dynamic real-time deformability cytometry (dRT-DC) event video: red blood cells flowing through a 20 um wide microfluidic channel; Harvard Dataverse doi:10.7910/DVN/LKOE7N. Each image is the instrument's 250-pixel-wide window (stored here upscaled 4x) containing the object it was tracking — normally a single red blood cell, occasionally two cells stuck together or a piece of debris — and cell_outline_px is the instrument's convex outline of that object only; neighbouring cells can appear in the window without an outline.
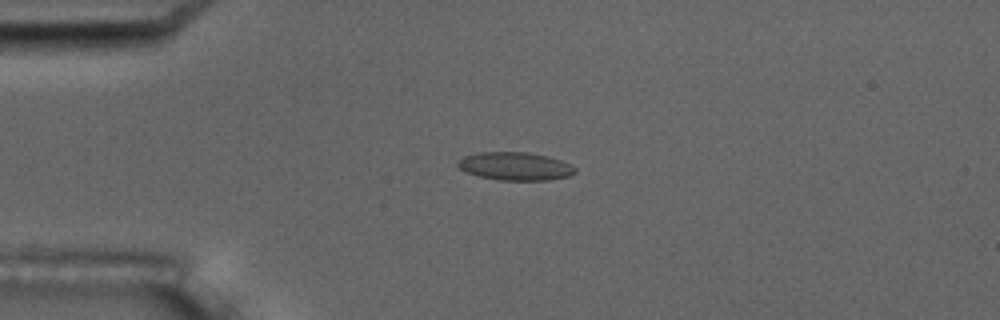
{"species": "common noctule bat (a hibernating species)", "species_latin": "Nyctalus noctula", "temperature_condition": "room temperature", "stored_images_in_passage": 6, "camera_frame_rate_fps": 3000, "um_per_image_px": 0.085, "animal": {"sex": "male", "body_mass_g": 17.5, "forearm_length_mm": 52.3}, "frame": {"image": 1, "passage_image": 5, "time_ms": 4.333, "image_size_px": [1000, 320], "cell_outline_px": [[576, 172], [568, 176], [548, 180], [496, 180], [480, 176], [468, 172], [460, 168], [456, 164], [456, 160], [464, 156], [480, 152], [528, 152], [548, 156], [560, 160], [576, 168]], "centroid_in_image_um": [43.77, 14.12], "position_along_channel_um": 41.2, "area_um2": 19.13}}